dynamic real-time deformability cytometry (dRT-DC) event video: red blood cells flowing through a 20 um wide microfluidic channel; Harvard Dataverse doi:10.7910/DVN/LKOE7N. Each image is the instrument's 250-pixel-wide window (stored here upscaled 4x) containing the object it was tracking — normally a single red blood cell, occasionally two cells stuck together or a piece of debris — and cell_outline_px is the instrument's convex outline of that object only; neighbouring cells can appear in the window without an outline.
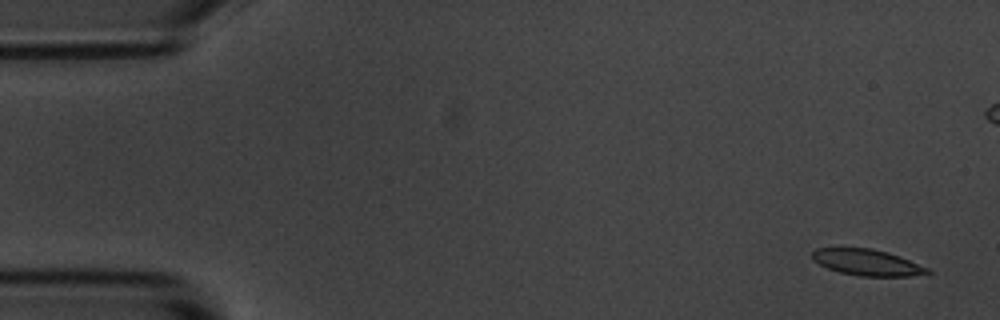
{"species": "common noctule bat (a hibernating species)", "species_latin": "Nyctalus noctula", "temperature_condition": "room temperature", "stored_images_in_passage": 5, "segment_of_instrument_passage": [2, 2], "camera_frame_rate_fps": 3000, "um_per_image_px": 0.085, "animal": {"sex": "male", "body_mass_g": 20.1, "forearm_length_mm": 53.5}, "frame": {"image": 1, "passage_image": 5, "time_ms": 5.0, "image_size_px": [1000, 320], "cell_outline_px": [[932, 272], [908, 276], [860, 276], [840, 272], [828, 268], [812, 260], [812, 252], [816, 248], [872, 248], [888, 252], [900, 256], [928, 268]], "centroid_in_image_um": [73.68, 22.3], "position_along_channel_um": 11.3, "area_um2": 17.46}}